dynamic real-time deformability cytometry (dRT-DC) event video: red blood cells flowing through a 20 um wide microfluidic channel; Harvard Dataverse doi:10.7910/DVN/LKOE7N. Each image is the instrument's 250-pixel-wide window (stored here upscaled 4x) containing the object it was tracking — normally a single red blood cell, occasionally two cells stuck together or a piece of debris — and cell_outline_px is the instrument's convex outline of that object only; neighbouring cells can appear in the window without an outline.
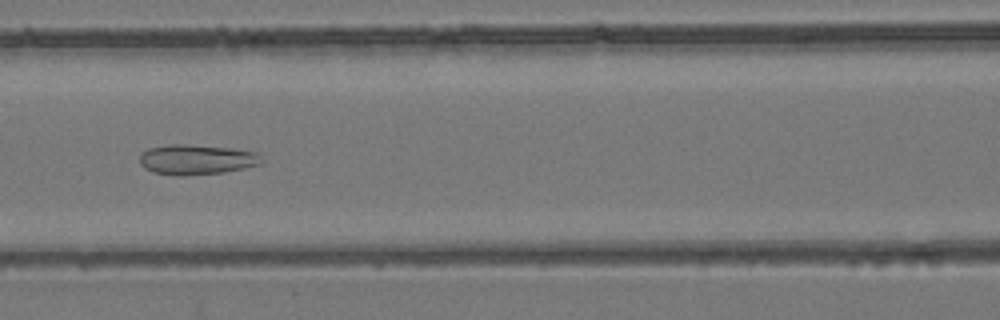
{"species": "common noctule bat (a hibernating species)", "species_latin": "Nyctalus noctula", "temperature_condition": "room temperature", "stored_images_in_passage": 57, "camera_frame_rate_fps": 3000, "um_per_image_px": 0.085, "animal": {"sex": "female", "body_mass_g": 24.6, "forearm_length_mm": 56.2}, "frame": {"image": 1, "passage_image": 27, "time_ms": 8.667, "image_size_px": [1000, 320], "cell_outline_px": [[264, 160], [260, 164], [244, 168], [224, 172], [184, 176], [176, 176], [152, 172], [144, 168], [140, 164], [140, 152], [148, 148], [168, 144], [184, 144], [232, 148], [256, 152]], "centroid_in_image_um": [16.67, 13.56], "position_along_channel_um": 149.9, "area_um2": 21.62}}
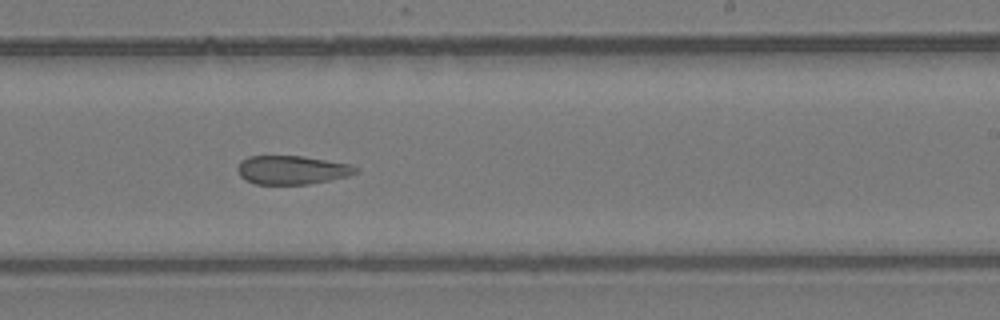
{"frame": {"image": 2, "passage_image": 36, "time_ms": 11.667, "image_size_px": [1000, 320], "cell_outline_px": [[360, 172], [348, 176], [308, 184], [256, 184], [244, 180], [240, 176], [236, 168], [240, 160], [248, 156], [300, 156], [352, 164], [360, 168]], "centroid_in_image_um": [24.82, 14.44], "position_along_channel_um": 264.2, "area_um2": 19.94}}
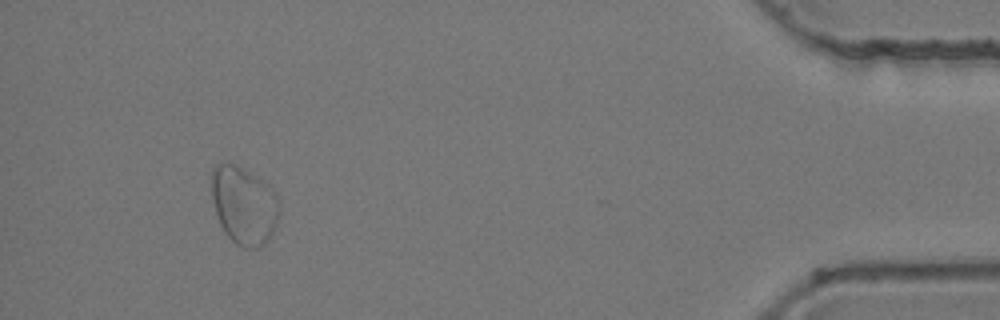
{"frame": {"image": 3, "passage_image": 53, "time_ms": 17.333, "image_size_px": [1000, 320], "cell_outline_px": [[280, 216], [268, 240], [264, 244], [256, 248], [244, 248], [236, 244], [224, 232], [220, 224], [216, 212], [212, 196], [212, 168], [216, 164], [236, 164], [264, 180], [276, 192], [280, 204]], "centroid_in_image_um": [20.77, 17.45], "position_along_channel_um": 414.4, "area_um2": 30.98}, "authors_computed_cell_mechanics": {"area_um2": 28.3798, "velocity_mm_per_s": 3.8122, "shape_relaxation_time_tau1_ms": null, "shape_relaxation_time_tau2_ms": 2.181, "deformation_change_tau1": null, "deformation_change_tau2": 0.0967}}